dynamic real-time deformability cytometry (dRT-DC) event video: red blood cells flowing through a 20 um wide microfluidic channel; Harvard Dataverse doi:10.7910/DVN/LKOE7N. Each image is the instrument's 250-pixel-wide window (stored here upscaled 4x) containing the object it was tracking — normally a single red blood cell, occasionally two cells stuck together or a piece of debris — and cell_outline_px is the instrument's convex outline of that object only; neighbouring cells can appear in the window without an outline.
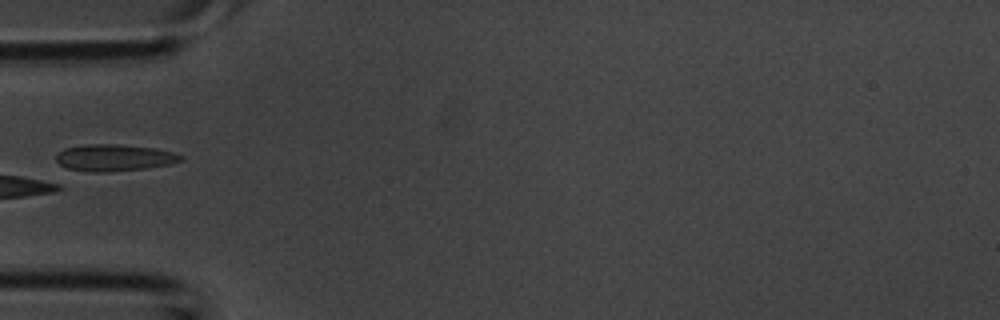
{"species": "common noctule bat (a hibernating species)", "species_latin": "Nyctalus noctula", "temperature_condition": "room temperature", "stored_images_in_passage": 3, "camera_frame_rate_fps": 3000, "um_per_image_px": 0.085, "animal": {"sex": "male", "body_mass_g": 20.1, "forearm_length_mm": 53.5}, "frame": {"image": 1, "passage_image": 3, "time_ms": 0.667, "image_size_px": [1000, 320], "cell_outline_px": [[184, 160], [168, 164], [144, 168], [108, 172], [92, 172], [68, 168], [60, 164], [56, 160], [56, 156], [64, 148], [84, 144], [116, 144], [156, 148], [176, 152], [184, 156]], "centroid_in_image_um": [9.74, 13.39], "position_along_channel_um": 75.3, "area_um2": 19.42}}